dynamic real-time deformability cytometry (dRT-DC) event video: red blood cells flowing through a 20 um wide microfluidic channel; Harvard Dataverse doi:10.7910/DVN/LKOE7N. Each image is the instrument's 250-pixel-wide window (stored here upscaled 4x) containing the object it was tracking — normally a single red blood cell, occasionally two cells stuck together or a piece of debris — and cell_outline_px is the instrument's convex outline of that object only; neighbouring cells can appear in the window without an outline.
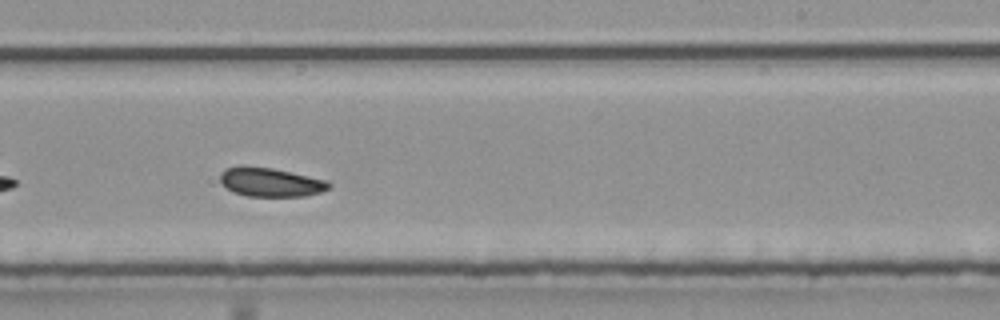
{"species": "common noctule bat (a hibernating species)", "species_latin": "Nyctalus noctula", "temperature_condition": "room temperature", "stored_images_in_passage": 39, "camera_frame_rate_fps": 3000, "um_per_image_px": 0.085, "animal": {"sex": "male", "body_mass_g": 20.4}, "frame": {"image": 1, "passage_image": 17, "time_ms": 5.333, "image_size_px": [1000, 320], "cell_outline_px": [[332, 184], [328, 188], [320, 192], [304, 196], [248, 196], [232, 192], [220, 184], [220, 172], [224, 168], [244, 164], [272, 168], [328, 180]], "centroid_in_image_um": [22.93, 15.46], "position_along_channel_um": 266.1, "area_um2": 18.67}, "authors_computed_cell_mechanics": {"area_um2": 18.3804, "velocity_mm_per_s": 3.8978, "shape_relaxation_time_tau1_ms": 6.0951, "shape_relaxation_time_tau2_ms": 2.0763, "deformation_change_tau1": 0.0719, "deformation_change_tau2": 0.0551}}